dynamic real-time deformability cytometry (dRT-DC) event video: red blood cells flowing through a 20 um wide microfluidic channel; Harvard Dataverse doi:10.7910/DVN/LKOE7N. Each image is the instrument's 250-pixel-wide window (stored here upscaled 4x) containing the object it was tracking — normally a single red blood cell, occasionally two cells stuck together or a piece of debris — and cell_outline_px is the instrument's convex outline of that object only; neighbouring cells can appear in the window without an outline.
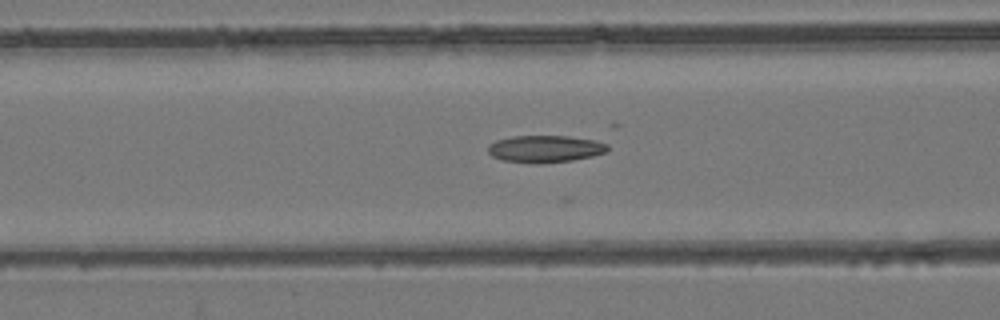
{"species": "common noctule bat (a hibernating species)", "species_latin": "Nyctalus noctula", "temperature_condition": "room temperature", "stored_images_in_passage": 39, "camera_frame_rate_fps": 3000, "um_per_image_px": 0.085, "animal": {"sex": "female", "body_mass_g": 24.6, "forearm_length_mm": 56.2}, "frame": {"image": 1, "passage_image": 23, "time_ms": 7.333, "image_size_px": [1000, 320], "cell_outline_px": [[608, 152], [592, 156], [572, 160], [536, 164], [504, 160], [492, 156], [488, 152], [488, 144], [496, 140], [512, 136], [568, 136], [604, 140], [608, 144]], "centroid_in_image_um": [46.4, 12.64], "position_along_channel_um": 120.2, "area_um2": 19.19}}
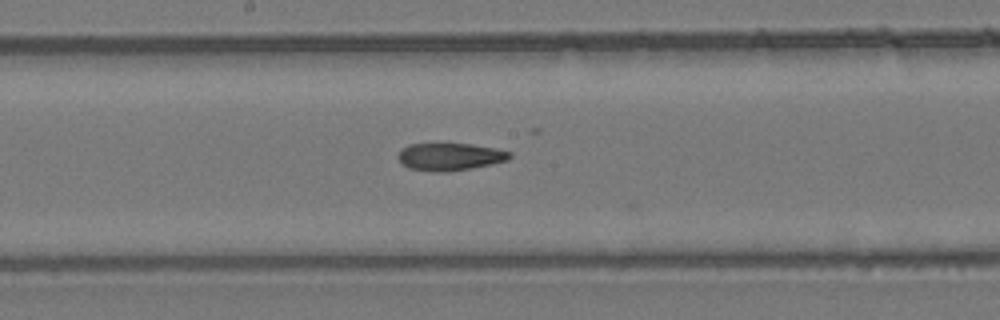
{"frame": {"image": 2, "passage_image": 30, "time_ms": 9.667, "image_size_px": [1000, 320], "cell_outline_px": [[512, 156], [508, 160], [492, 164], [472, 168], [448, 172], [436, 172], [408, 168], [396, 156], [400, 148], [408, 144], [472, 144], [496, 148], [512, 152]], "centroid_in_image_um": [38.25, 13.32], "position_along_channel_um": 210.0, "area_um2": 18.03}}
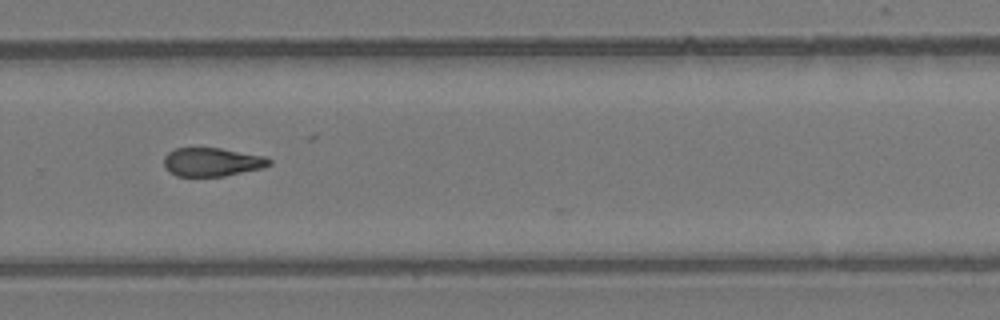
{"frame": {"image": 3, "passage_image": 38, "time_ms": 12.333, "image_size_px": [1000, 320], "cell_outline_px": [[272, 164], [264, 168], [224, 176], [176, 176], [168, 172], [164, 164], [164, 156], [168, 152], [176, 148], [220, 148], [264, 156], [272, 160]], "centroid_in_image_um": [18.03, 13.77], "position_along_channel_um": 311.8, "area_um2": 17.63}}